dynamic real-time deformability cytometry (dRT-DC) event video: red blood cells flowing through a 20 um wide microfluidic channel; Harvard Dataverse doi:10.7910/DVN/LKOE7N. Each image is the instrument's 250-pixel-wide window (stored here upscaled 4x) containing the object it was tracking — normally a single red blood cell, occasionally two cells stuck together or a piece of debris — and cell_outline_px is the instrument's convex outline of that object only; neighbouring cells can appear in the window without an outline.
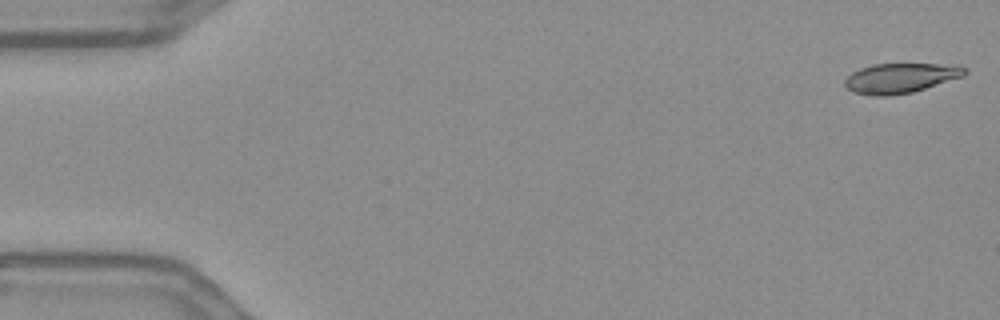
{"species": "Egyptian fruit bat (a non-hibernating species)", "species_latin": "Rousettus aegyptiacus", "temperature_condition": "warm", "stored_images_in_passage": 56, "camera_frame_rate_fps": 3000, "um_per_image_px": 0.085, "frame": {"image": 1, "passage_image": 1, "time_ms": 0.0, "image_size_px": [1000, 320], "cell_outline_px": [[968, 72], [964, 76], [912, 92], [888, 96], [872, 96], [852, 92], [844, 84], [844, 80], [852, 72], [860, 68], [872, 64], [956, 64], [964, 68]], "centroid_in_image_um": [76.53, 6.63], "position_along_channel_um": 8.5, "area_um2": 20.92}}
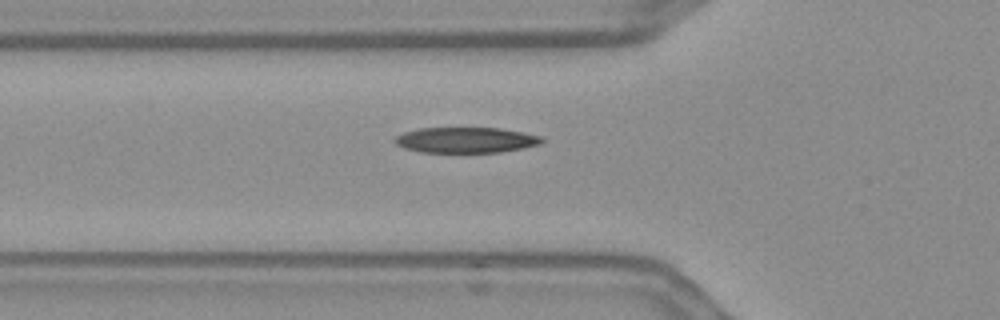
{"frame": {"image": 2, "passage_image": 19, "time_ms": 6.0, "image_size_px": [1000, 320], "cell_outline_px": [[544, 140], [540, 144], [524, 148], [500, 152], [420, 152], [404, 148], [396, 144], [392, 140], [396, 136], [404, 132], [420, 128], [500, 128], [524, 132], [544, 136]], "centroid_in_image_um": [39.62, 11.9], "position_along_channel_um": 86.2, "area_um2": 22.08}}
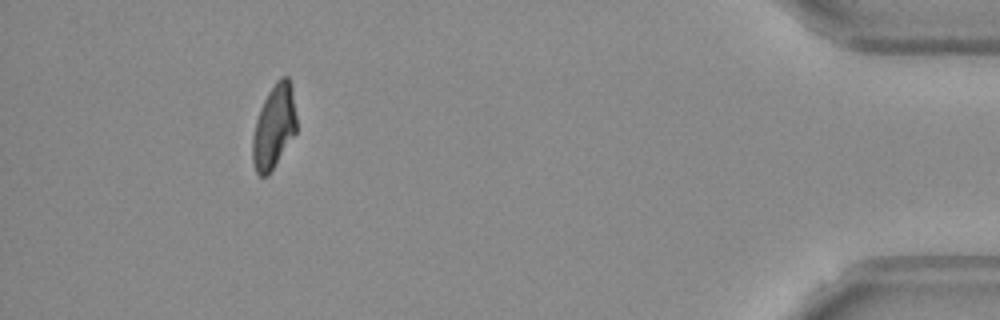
{"frame": {"image": 3, "passage_image": 51, "time_ms": 16.667, "image_size_px": [1000, 320], "cell_outline_px": [[296, 132], [268, 176], [260, 176], [256, 172], [252, 160], [252, 136], [256, 120], [260, 108], [268, 92], [276, 80], [280, 76], [288, 76], [292, 84], [296, 116]], "centroid_in_image_um": [23.28, 10.74], "position_along_channel_um": 411.9, "area_um2": 21.56}, "authors_computed_cell_mechanics": {"area_um2": 22.1374, "velocity_mm_per_s": 3.6254, "shape_relaxation_time_tau1_ms": 4.785, "shape_relaxation_time_tau2_ms": 3.6959, "deformation_change_tau1": 0.1953, "deformation_change_tau2": 0.114}}